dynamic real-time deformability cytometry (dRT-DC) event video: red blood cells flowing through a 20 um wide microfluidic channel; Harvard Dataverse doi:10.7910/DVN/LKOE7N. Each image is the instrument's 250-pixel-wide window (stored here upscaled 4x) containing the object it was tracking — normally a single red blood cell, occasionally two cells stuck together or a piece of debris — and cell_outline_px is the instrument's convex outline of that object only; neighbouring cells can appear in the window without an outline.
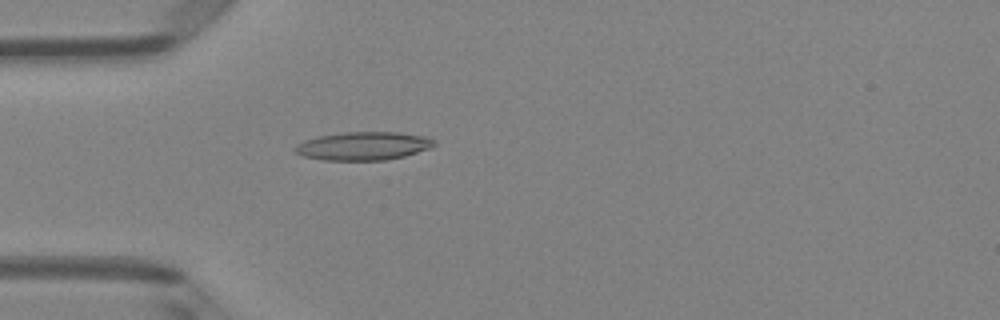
{"species": "Egyptian fruit bat (a non-hibernating species)", "species_latin": "Rousettus aegyptiacus", "temperature_condition": "room temperature", "stored_images_in_passage": 42, "camera_frame_rate_fps": 3000, "um_per_image_px": 0.085, "animal": {"sex": "female"}, "frame": {"image": 1, "passage_image": 7, "time_ms": 2.0, "image_size_px": [1000, 320], "cell_outline_px": [[436, 144], [432, 148], [404, 156], [388, 160], [324, 160], [304, 156], [296, 152], [292, 148], [296, 144], [304, 140], [316, 136], [344, 132], [400, 132], [424, 136], [436, 140]], "centroid_in_image_um": [30.89, 12.4], "position_along_channel_um": 54.1, "area_um2": 23.18}}
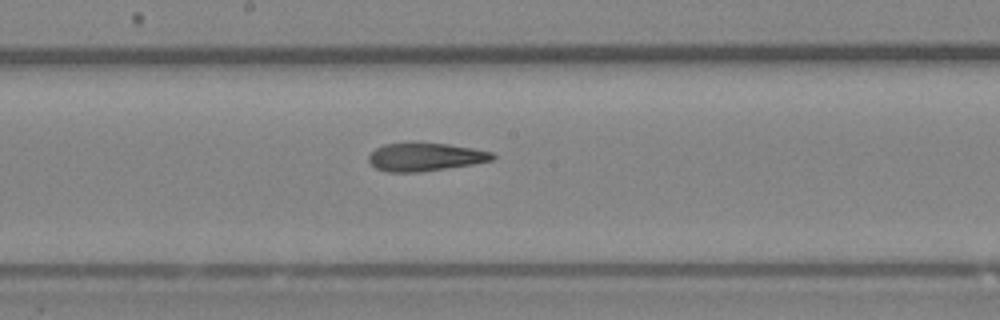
{"frame": {"image": 2, "passage_image": 19, "time_ms": 6.0, "image_size_px": [1000, 320], "cell_outline_px": [[496, 156], [492, 160], [472, 164], [420, 172], [388, 172], [376, 168], [368, 160], [368, 156], [376, 148], [384, 144], [412, 140], [448, 144], [472, 148], [492, 152]], "centroid_in_image_um": [36.1, 13.3], "position_along_channel_um": 212.1, "area_um2": 20.75}}
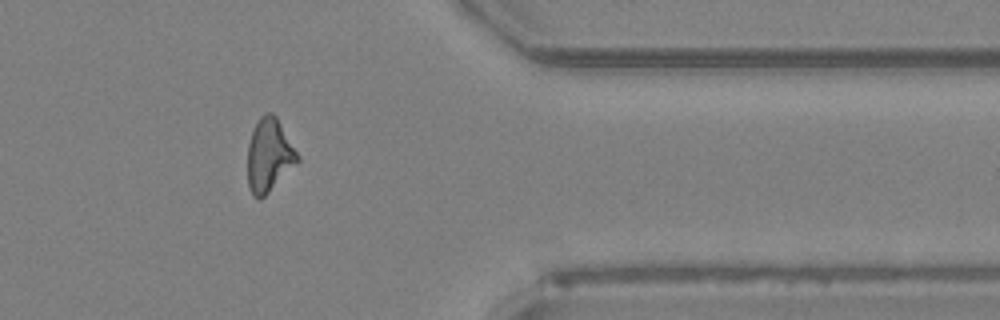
{"frame": {"image": 3, "passage_image": 33, "time_ms": 10.667, "image_size_px": [1000, 320], "cell_outline_px": [[300, 160], [260, 200], [256, 200], [252, 196], [248, 184], [248, 144], [252, 132], [260, 116], [264, 112], [272, 112], [276, 116], [300, 156]], "centroid_in_image_um": [22.87, 13.2], "position_along_channel_um": 388.5, "area_um2": 21.21}, "authors_computed_cell_mechanics": {"area_um2": 21.0681, "velocity_mm_per_s": 4.1348, "shape_relaxation_time_tau1_ms": null, "shape_relaxation_time_tau2_ms": 3.3516, "deformation_change_tau1": null, "deformation_change_tau2": 0.149}}